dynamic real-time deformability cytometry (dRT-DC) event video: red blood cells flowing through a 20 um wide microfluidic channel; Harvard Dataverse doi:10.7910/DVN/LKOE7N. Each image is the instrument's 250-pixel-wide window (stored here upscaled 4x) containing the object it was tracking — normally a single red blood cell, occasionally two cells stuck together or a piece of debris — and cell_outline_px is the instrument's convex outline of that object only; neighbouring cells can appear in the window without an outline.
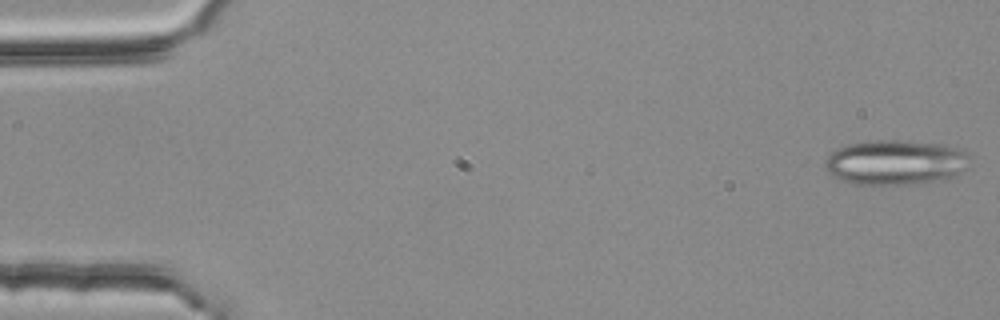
{"species": "common noctule bat (a hibernating species)", "species_latin": "Nyctalus noctula", "temperature_condition": "room temperature", "stored_images_in_passage": 41, "camera_frame_rate_fps": 3000, "um_per_image_px": 0.085, "animal": {"sex": "female", "body_mass_g": 25.1}, "frame": {"image": 1, "passage_image": 1, "time_ms": 0.0, "image_size_px": [1000, 320], "cell_outline_px": [[964, 168], [960, 172], [952, 176], [912, 184], [852, 184], [832, 176], [824, 168], [824, 160], [836, 148], [848, 144], [868, 140], [900, 140], [940, 144], [956, 148], [964, 152]], "centroid_in_image_um": [75.96, 13.79], "position_along_channel_um": 9.0, "area_um2": 37.22}}